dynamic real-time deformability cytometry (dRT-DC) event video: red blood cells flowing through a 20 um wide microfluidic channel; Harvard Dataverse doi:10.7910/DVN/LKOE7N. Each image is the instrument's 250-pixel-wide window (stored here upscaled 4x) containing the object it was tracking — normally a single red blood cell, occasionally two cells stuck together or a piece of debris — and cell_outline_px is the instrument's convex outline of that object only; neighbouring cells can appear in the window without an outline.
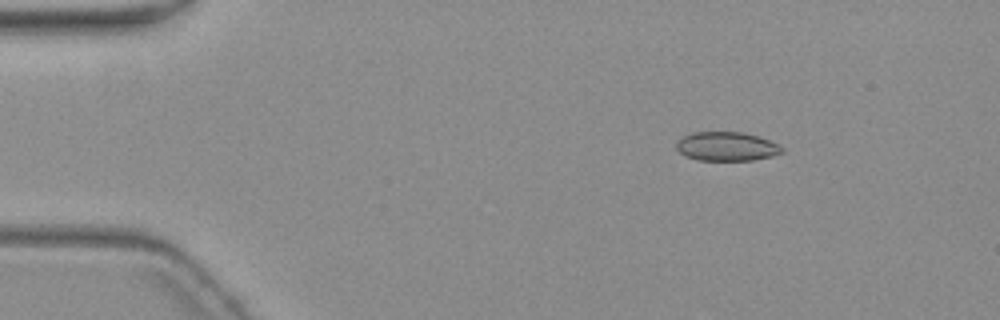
{"species": "common noctule bat (a hibernating species)", "species_latin": "Nyctalus noctula", "temperature_condition": "warm", "stored_images_in_passage": 4, "camera_frame_rate_fps": 3000, "um_per_image_px": 0.085, "animal": {"sex": "female", "body_mass_g": 19.3, "forearm_length_mm": 54.1}, "frame": {"image": 1, "passage_image": 1, "time_ms": 0.0, "image_size_px": [1000, 320], "cell_outline_px": [[784, 152], [772, 156], [752, 160], [696, 160], [684, 156], [676, 148], [676, 140], [692, 132], [744, 132], [768, 140], [784, 148]], "centroid_in_image_um": [61.73, 12.45], "position_along_channel_um": 23.3, "area_um2": 17.86}}